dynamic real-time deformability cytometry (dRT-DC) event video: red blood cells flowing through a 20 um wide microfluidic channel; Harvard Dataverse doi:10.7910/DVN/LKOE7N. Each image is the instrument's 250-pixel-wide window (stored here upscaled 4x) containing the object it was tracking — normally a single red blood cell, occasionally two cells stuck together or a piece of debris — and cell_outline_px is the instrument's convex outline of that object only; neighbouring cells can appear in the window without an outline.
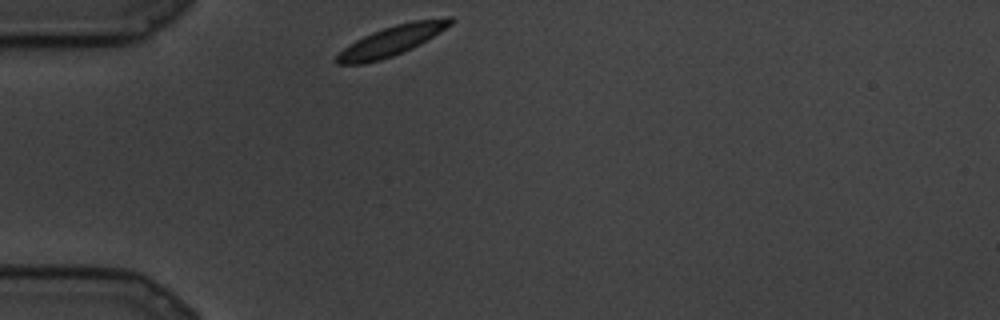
{"species": "common noctule bat (a hibernating species)", "species_latin": "Nyctalus noctula", "temperature_condition": "cold", "stored_images_in_passage": 54, "camera_frame_rate_fps": 3000, "um_per_image_px": 0.085, "animal": {"sex": "male", "body_mass_g": 19.5, "forearm_length_mm": 54.6}, "frame": {"image": 1, "passage_image": 1, "time_ms": 0.0, "image_size_px": [1000, 320], "cell_outline_px": [[456, 20], [452, 24], [440, 32], [420, 44], [412, 48], [392, 56], [380, 60], [364, 64], [336, 64], [336, 56], [348, 44], [372, 32], [396, 24], [412, 20], [448, 16], [452, 16]], "centroid_in_image_um": [33.34, 3.43], "position_along_channel_um": 51.7, "area_um2": 19.88}}
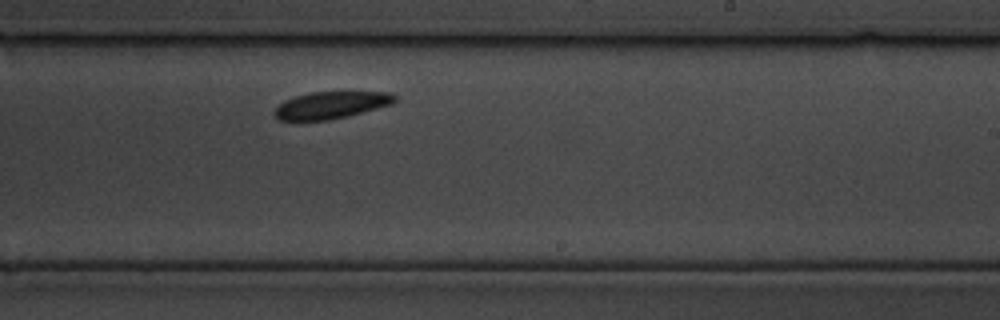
{"frame": {"image": 2, "passage_image": 33, "time_ms": 10.667, "image_size_px": [1000, 320], "cell_outline_px": [[396, 100], [392, 104], [328, 120], [280, 120], [272, 112], [284, 100], [296, 96], [312, 92], [392, 92], [396, 96]], "centroid_in_image_um": [28.13, 8.92], "position_along_channel_um": 260.9, "area_um2": 18.61}}
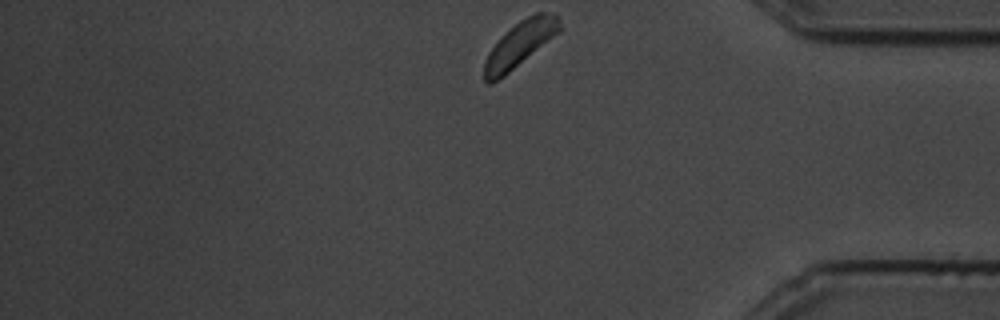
{"frame": {"image": 3, "passage_image": 54, "time_ms": 17.667, "image_size_px": [1000, 320], "cell_outline_px": [[560, 32], [504, 76], [492, 84], [488, 84], [484, 80], [484, 60], [488, 52], [520, 20], [536, 12], [556, 12], [560, 20]], "centroid_in_image_um": [44.22, 3.75], "position_along_channel_um": 391.0, "area_um2": 19.59}}